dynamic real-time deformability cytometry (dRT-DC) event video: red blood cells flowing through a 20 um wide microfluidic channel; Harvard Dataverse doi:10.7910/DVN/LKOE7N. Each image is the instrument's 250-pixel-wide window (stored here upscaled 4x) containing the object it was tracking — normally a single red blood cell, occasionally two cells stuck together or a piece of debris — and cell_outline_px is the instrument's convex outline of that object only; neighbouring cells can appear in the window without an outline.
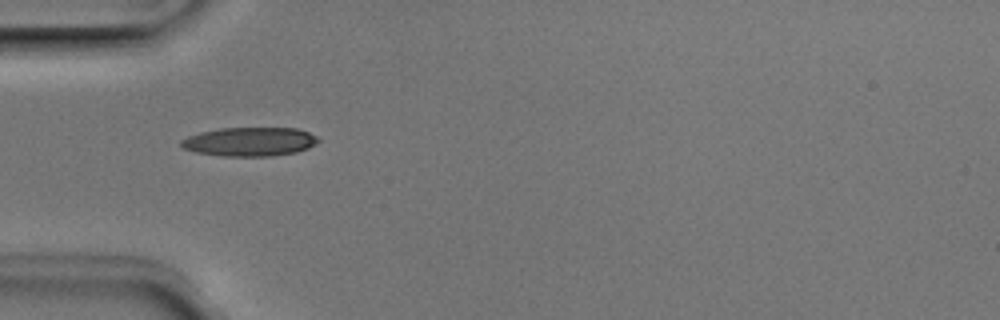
{"species": "Egyptian fruit bat (a non-hibernating species)", "species_latin": "Rousettus aegyptiacus", "temperature_condition": "room temperature", "stored_images_in_passage": 2, "camera_frame_rate_fps": 3000, "um_per_image_px": 0.085, "animal": {"sex": "male"}, "frame": {"image": 1, "passage_image": 1, "time_ms": 0.0, "image_size_px": [1000, 320], "cell_outline_px": [[320, 140], [316, 144], [308, 148], [296, 152], [272, 156], [224, 156], [196, 152], [184, 148], [180, 144], [180, 140], [188, 136], [200, 132], [220, 128], [296, 128], [308, 132], [316, 136]], "centroid_in_image_um": [21.23, 12.04], "position_along_channel_um": 63.8, "area_um2": 23.06}}